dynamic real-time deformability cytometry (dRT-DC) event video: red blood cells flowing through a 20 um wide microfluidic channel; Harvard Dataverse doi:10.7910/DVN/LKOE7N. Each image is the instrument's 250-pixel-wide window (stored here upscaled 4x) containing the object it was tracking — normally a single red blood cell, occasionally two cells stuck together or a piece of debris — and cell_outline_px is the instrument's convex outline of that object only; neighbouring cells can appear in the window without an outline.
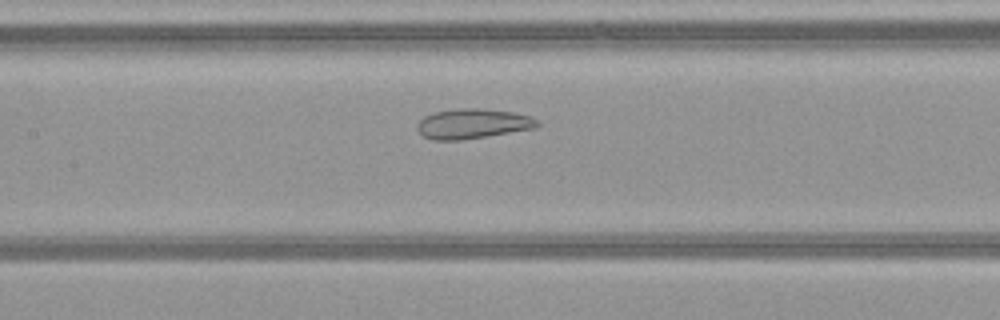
{"species": "common noctule bat (a hibernating species)", "species_latin": "Nyctalus noctula", "temperature_condition": "warm", "stored_images_in_passage": 46, "camera_frame_rate_fps": 3000, "um_per_image_px": 0.085, "animal": {"sex": "female", "body_mass_g": 21.9}, "frame": {"image": 1, "passage_image": 20, "time_ms": 6.333, "image_size_px": [1000, 320], "cell_outline_px": [[540, 124], [536, 128], [488, 136], [460, 140], [432, 140], [424, 136], [416, 128], [416, 124], [424, 116], [436, 112], [456, 108], [484, 108], [512, 112], [528, 116], [536, 120]], "centroid_in_image_um": [40.16, 10.51], "position_along_channel_um": 167.2, "area_um2": 20.92}}
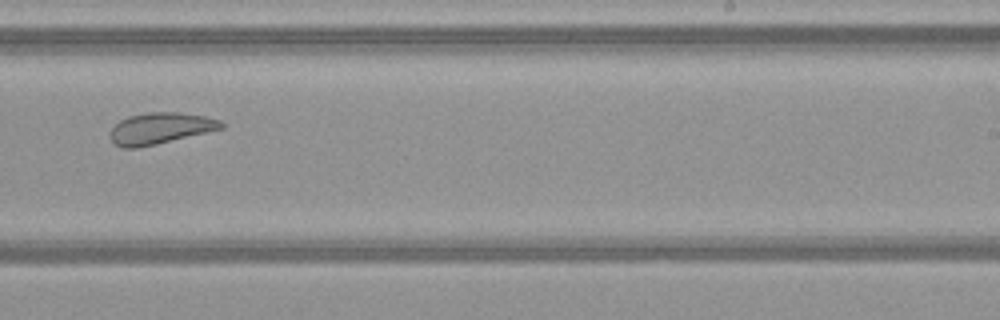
{"frame": {"image": 2, "passage_image": 28, "time_ms": 9.0, "image_size_px": [1000, 320], "cell_outline_px": [[224, 128], [208, 132], [140, 148], [124, 148], [112, 144], [108, 136], [108, 132], [120, 120], [128, 116], [148, 112], [180, 112], [204, 116], [220, 120], [224, 124]], "centroid_in_image_um": [13.57, 10.92], "position_along_channel_um": 275.4, "area_um2": 20.58}}
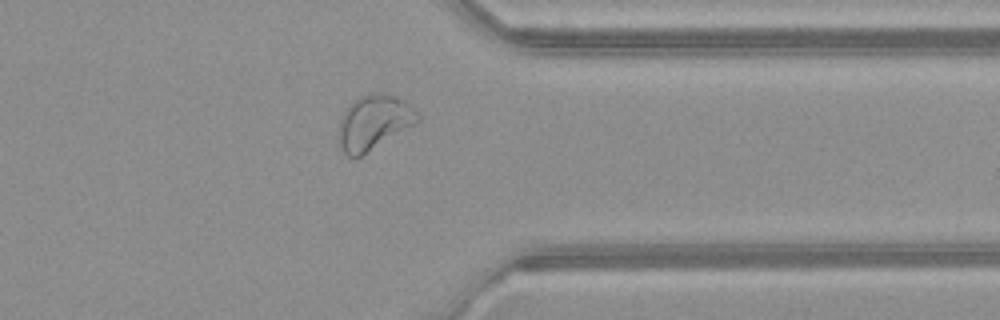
{"frame": {"image": 3, "passage_image": 36, "time_ms": 11.667, "image_size_px": [1000, 320], "cell_outline_px": [[420, 120], [416, 124], [356, 160], [348, 156], [344, 152], [340, 144], [340, 120], [348, 104], [360, 96], [372, 92], [376, 92], [396, 96], [404, 100], [416, 108], [420, 116]], "centroid_in_image_um": [31.82, 10.41], "position_along_channel_um": 379.6, "area_um2": 25.49}, "authors_computed_cell_mechanics": {"area_um2": 25.8944, "velocity_mm_per_s": 4.071, "shape_relaxation_time_tau1_ms": null, "shape_relaxation_time_tau2_ms": 1.5923, "deformation_change_tau1": null, "deformation_change_tau2": 0.0813}}